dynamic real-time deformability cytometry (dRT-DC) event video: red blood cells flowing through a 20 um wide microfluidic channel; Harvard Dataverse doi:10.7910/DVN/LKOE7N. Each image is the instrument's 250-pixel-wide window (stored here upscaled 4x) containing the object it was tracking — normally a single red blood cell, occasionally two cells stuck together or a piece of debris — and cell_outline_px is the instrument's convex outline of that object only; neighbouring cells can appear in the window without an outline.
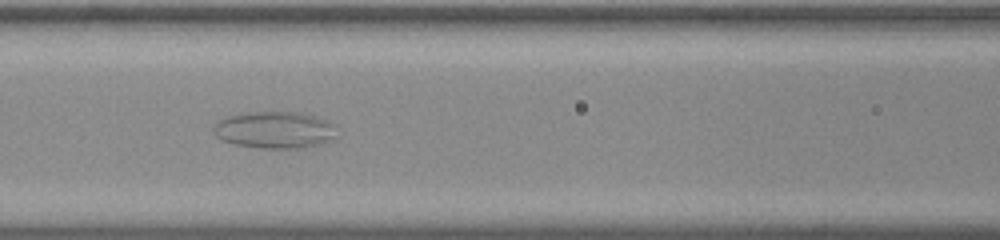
{"species": "common noctule bat (a hibernating species)", "species_latin": "Nyctalus noctula", "temperature_condition": "room temperature", "stored_images_in_passage": 37, "camera_frame_rate_fps": 3000, "um_per_image_px": 0.085, "animal": {"sex": "male", "body_mass_g": 20.0, "forearm_length_mm": 53.3}, "frame": {"image": 1, "passage_image": 7, "time_ms": 2.0, "image_size_px": [1000, 240], "cell_outline_px": [[340, 136], [332, 140], [304, 148], [256, 148], [236, 144], [224, 140], [216, 136], [212, 132], [212, 128], [220, 120], [228, 116], [244, 112], [300, 112], [320, 116], [336, 124]], "centroid_in_image_um": [23.45, 11.03], "position_along_channel_um": 143.2, "area_um2": 27.11}}
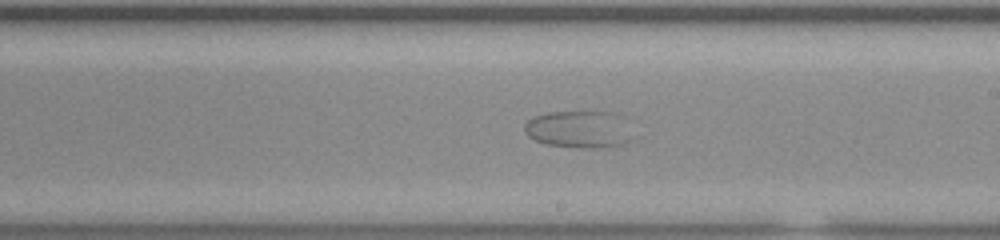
{"frame": {"image": 2, "passage_image": 15, "time_ms": 4.667, "image_size_px": [1000, 240], "cell_outline_px": [[640, 136], [636, 140], [624, 144], [608, 148], [580, 148], [544, 144], [528, 136], [524, 132], [524, 124], [532, 116], [548, 112], [608, 112], [624, 116]], "centroid_in_image_um": [49.38, 11.01], "position_along_channel_um": 239.6, "area_um2": 24.74}}
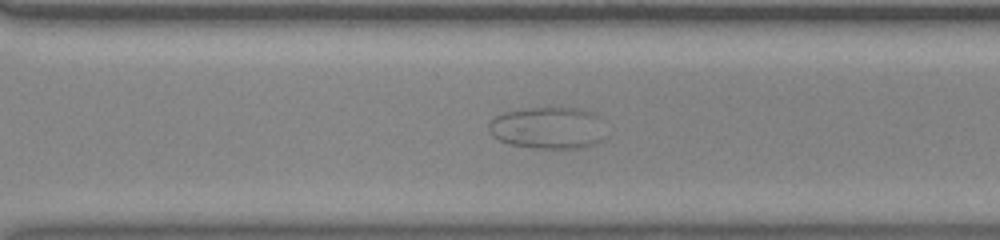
{"frame": {"image": 3, "passage_image": 22, "time_ms": 7.0, "image_size_px": [1000, 240], "cell_outline_px": [[608, 136], [604, 140], [596, 144], [580, 148], [532, 148], [508, 144], [492, 136], [488, 128], [488, 124], [496, 116], [504, 112], [524, 108], [580, 108], [592, 112], [596, 116]], "centroid_in_image_um": [46.59, 10.89], "position_along_channel_um": 324.0, "area_um2": 28.84}}